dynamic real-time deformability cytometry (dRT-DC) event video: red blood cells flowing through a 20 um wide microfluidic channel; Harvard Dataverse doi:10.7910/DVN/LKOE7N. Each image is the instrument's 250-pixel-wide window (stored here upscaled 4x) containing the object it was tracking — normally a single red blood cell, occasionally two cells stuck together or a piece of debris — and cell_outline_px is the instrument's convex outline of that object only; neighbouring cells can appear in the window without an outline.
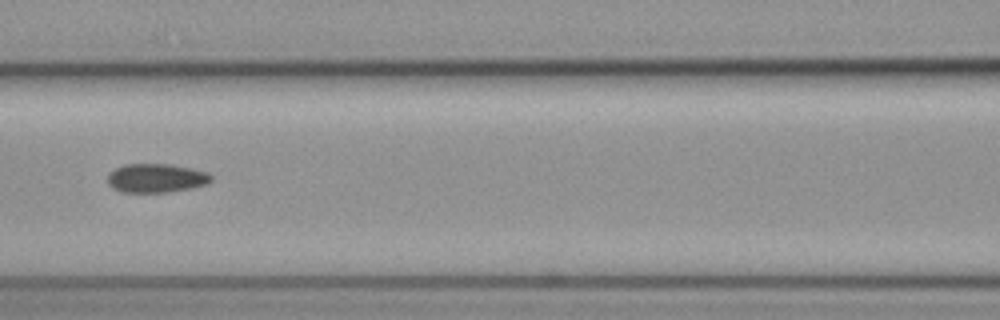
{"species": "common noctule bat (a hibernating species)", "species_latin": "Nyctalus noctula", "temperature_condition": "cold", "stored_images_in_passage": 11, "camera_frame_rate_fps": 3000, "um_per_image_px": 0.085, "animal": {"sex": "female", "body_mass_g": 19.3, "forearm_length_mm": 54.1}, "frame": {"image": 1, "passage_image": 7, "time_ms": 2.0, "image_size_px": [1000, 320], "cell_outline_px": [[212, 180], [208, 184], [168, 192], [120, 192], [112, 188], [108, 184], [108, 176], [116, 168], [124, 164], [168, 164], [192, 168], [208, 172], [212, 176]], "centroid_in_image_um": [13.28, 15.14], "position_along_channel_um": 153.3, "area_um2": 17.4}}
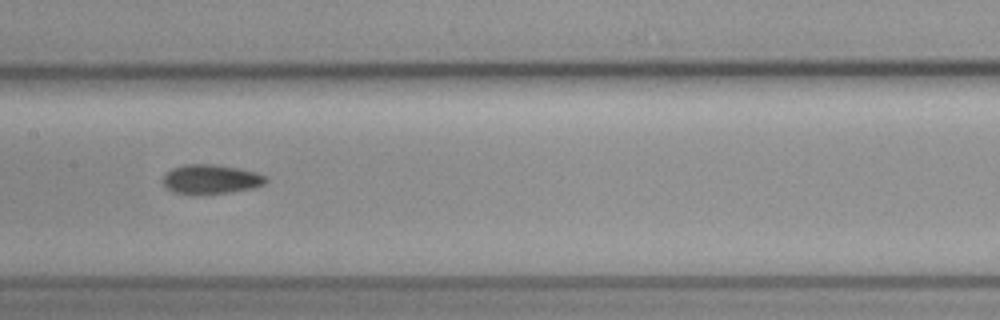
{"frame": {"image": 2, "passage_image": 8, "time_ms": 2.333, "image_size_px": [1000, 320], "cell_outline_px": [[268, 180], [264, 184], [252, 188], [232, 192], [200, 196], [192, 196], [172, 192], [164, 188], [160, 180], [164, 172], [172, 168], [184, 164], [216, 164], [240, 168], [256, 172], [264, 176]], "centroid_in_image_um": [17.82, 15.26], "position_along_channel_um": 189.6, "area_um2": 18.5}}
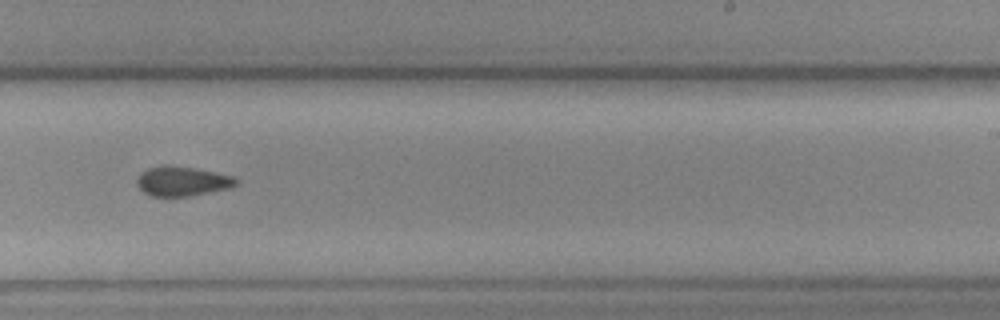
{"frame": {"image": 3, "passage_image": 10, "time_ms": 3.0, "image_size_px": [1000, 320], "cell_outline_px": [[236, 184], [232, 188], [192, 196], [152, 196], [144, 192], [136, 184], [136, 180], [140, 172], [148, 168], [164, 164], [168, 164], [196, 168], [216, 172], [232, 176], [236, 180]], "centroid_in_image_um": [15.47, 15.39], "position_along_channel_um": 273.5, "area_um2": 17.34}}